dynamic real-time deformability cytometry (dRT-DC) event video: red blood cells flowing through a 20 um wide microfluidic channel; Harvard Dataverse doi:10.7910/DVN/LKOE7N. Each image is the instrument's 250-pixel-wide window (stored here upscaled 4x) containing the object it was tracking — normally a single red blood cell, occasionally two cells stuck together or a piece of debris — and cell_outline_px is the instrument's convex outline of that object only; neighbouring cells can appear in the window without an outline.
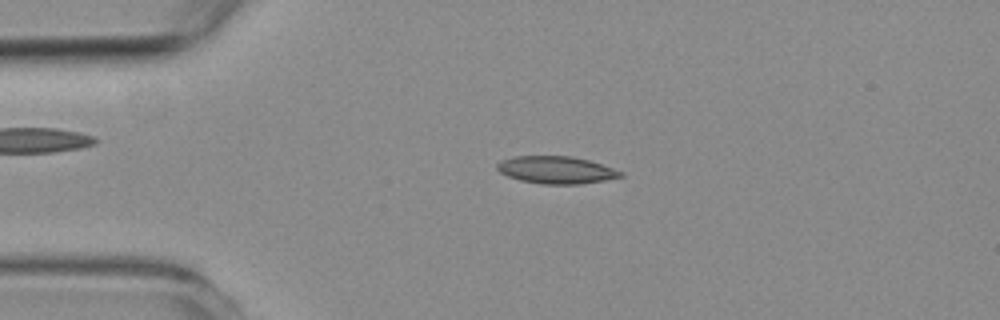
{"species": "common noctule bat (a hibernating species)", "species_latin": "Nyctalus noctula", "temperature_condition": "room temperature", "stored_images_in_passage": 31, "camera_frame_rate_fps": 3000, "um_per_image_px": 0.085, "animal": {"sex": "female", "body_mass_g": 19.3, "forearm_length_mm": 54.1}, "frame": {"image": 1, "passage_image": 2, "time_ms": 0.333, "image_size_px": [1000, 320], "cell_outline_px": [[624, 176], [604, 180], [580, 184], [544, 184], [520, 180], [508, 176], [500, 172], [496, 168], [496, 164], [500, 160], [512, 156], [572, 156], [588, 160], [624, 172]], "centroid_in_image_um": [47.25, 14.44], "position_along_channel_um": 37.8, "area_um2": 19.65}}
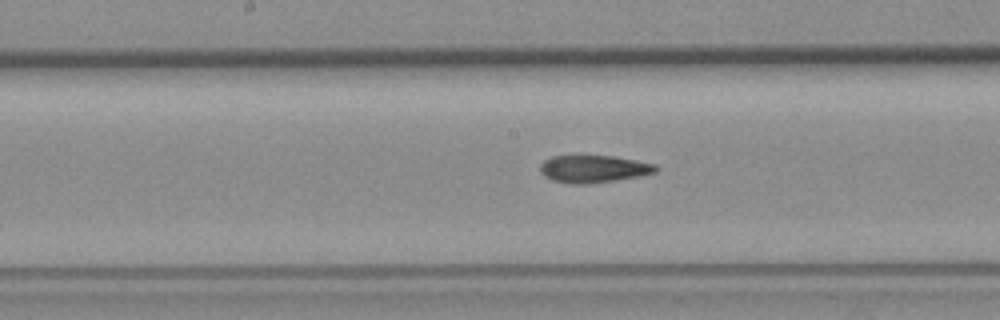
{"frame": {"image": 2, "passage_image": 17, "time_ms": 5.333, "image_size_px": [1000, 320], "cell_outline_px": [[660, 168], [656, 172], [616, 180], [588, 184], [572, 184], [552, 180], [544, 176], [540, 172], [540, 164], [544, 160], [552, 156], [616, 156], [656, 164]], "centroid_in_image_um": [50.45, 14.35], "position_along_channel_um": 197.8, "area_um2": 18.5}}
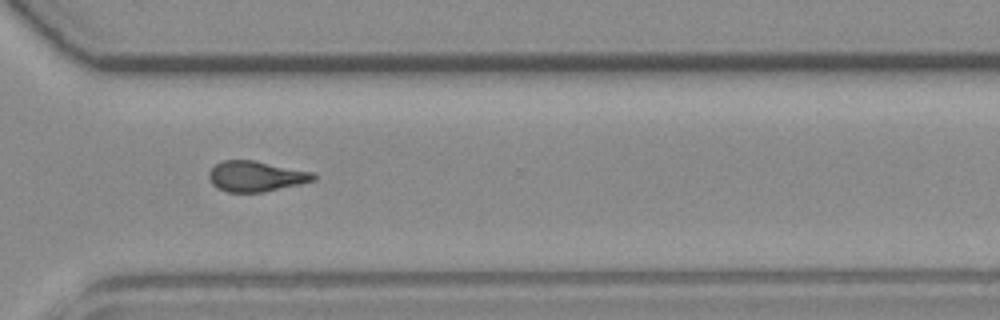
{"frame": {"image": 3, "passage_image": 29, "time_ms": 9.333, "image_size_px": [1000, 320], "cell_outline_px": [[316, 180], [300, 184], [264, 192], [228, 192], [216, 188], [208, 180], [208, 172], [216, 164], [224, 160], [252, 160], [312, 172], [316, 176]], "centroid_in_image_um": [21.72, 14.99], "position_along_channel_um": 348.9, "area_um2": 18.55}, "authors_computed_cell_mechanics": {"area_um2": 18.6694, "velocity_mm_per_s": 3.785, "shape_relaxation_time_tau1_ms": null, "shape_relaxation_time_tau2_ms": 4.5947, "deformation_change_tau1": null, "deformation_change_tau2": 0.1366}}